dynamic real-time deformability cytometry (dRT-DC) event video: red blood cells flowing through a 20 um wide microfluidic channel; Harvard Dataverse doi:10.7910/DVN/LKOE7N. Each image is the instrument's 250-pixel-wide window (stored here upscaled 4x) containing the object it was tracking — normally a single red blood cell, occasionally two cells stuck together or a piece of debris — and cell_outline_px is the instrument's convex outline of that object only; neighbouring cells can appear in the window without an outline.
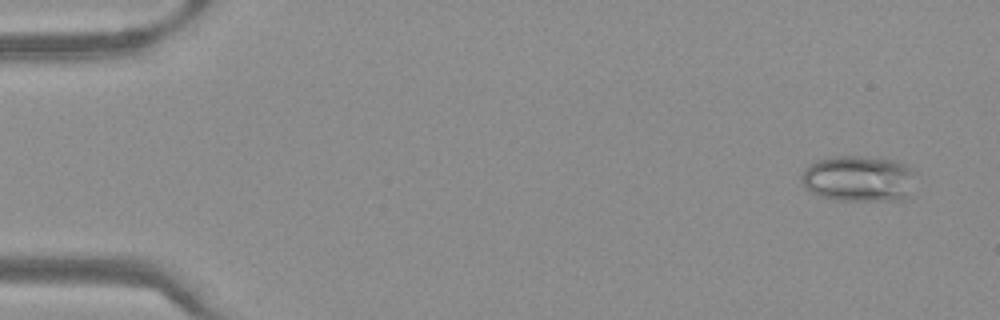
{"species": "Egyptian fruit bat (a non-hibernating species)", "species_latin": "Rousettus aegyptiacus", "temperature_condition": "warm", "stored_images_in_passage": 50, "camera_frame_rate_fps": 3000, "um_per_image_px": 0.085, "frame": {"image": 1, "passage_image": 3, "time_ms": 0.667, "image_size_px": [1000, 320], "cell_outline_px": [[916, 172], [912, 196], [904, 200], [836, 200], [820, 196], [804, 188], [800, 180], [800, 176], [804, 168], [808, 164], [816, 160], [836, 156], [864, 156], [896, 160], [908, 164]], "centroid_in_image_um": [73.03, 15.18], "position_along_channel_um": 12.0, "area_um2": 31.62}}
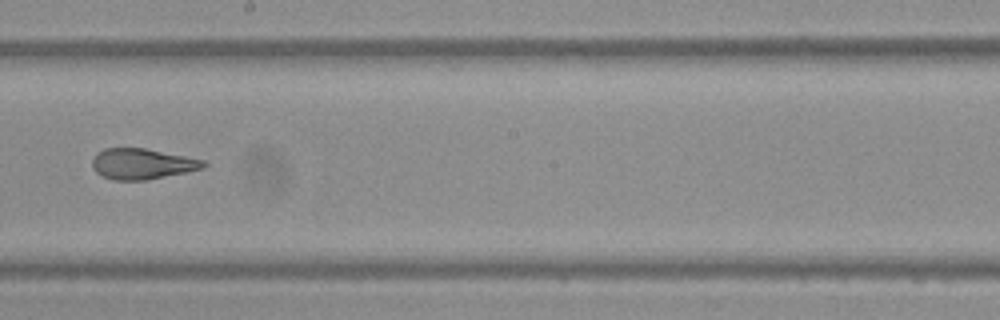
{"frame": {"image": 2, "passage_image": 29, "time_ms": 9.333, "image_size_px": [1000, 320], "cell_outline_px": [[208, 164], [204, 168], [188, 172], [144, 180], [112, 180], [96, 172], [92, 168], [92, 160], [96, 152], [104, 148], [144, 148], [204, 160]], "centroid_in_image_um": [12.07, 13.93], "position_along_channel_um": 236.1, "area_um2": 19.88}}
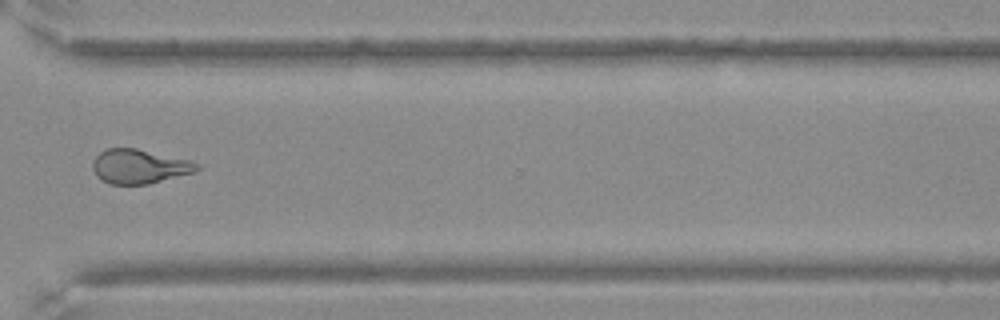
{"frame": {"image": 3, "passage_image": 38, "time_ms": 12.333, "image_size_px": [1000, 320], "cell_outline_px": [[200, 168], [196, 172], [148, 184], [108, 184], [100, 180], [96, 176], [92, 168], [92, 160], [100, 152], [108, 148], [136, 148], [192, 160], [200, 164]], "centroid_in_image_um": [11.85, 14.15], "position_along_channel_um": 358.7, "area_um2": 21.15}}